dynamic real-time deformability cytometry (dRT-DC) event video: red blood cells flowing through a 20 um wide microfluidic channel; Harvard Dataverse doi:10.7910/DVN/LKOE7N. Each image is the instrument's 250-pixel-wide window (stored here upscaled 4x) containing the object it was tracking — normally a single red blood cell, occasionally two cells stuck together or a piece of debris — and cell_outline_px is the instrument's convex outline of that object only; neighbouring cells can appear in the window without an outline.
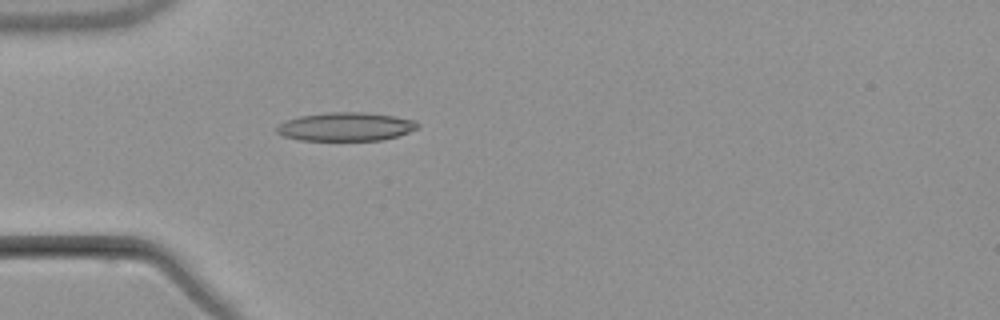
{"species": "common noctule bat (a hibernating species)", "species_latin": "Nyctalus noctula", "temperature_condition": "warm", "stored_images_in_passage": 5, "camera_frame_rate_fps": 3000, "um_per_image_px": 0.085, "animal": {"sex": "male", "body_mass_g": 21.5, "forearm_length_mm": 52.0}, "frame": {"image": 1, "passage_image": 5, "time_ms": 5.333, "image_size_px": [1000, 320], "cell_outline_px": [[420, 128], [384, 140], [300, 140], [284, 136], [276, 132], [276, 128], [280, 124], [288, 120], [300, 116], [328, 112], [364, 112], [392, 116], [416, 120], [420, 124]], "centroid_in_image_um": [29.43, 10.77], "position_along_channel_um": 55.6, "area_um2": 23.35}}